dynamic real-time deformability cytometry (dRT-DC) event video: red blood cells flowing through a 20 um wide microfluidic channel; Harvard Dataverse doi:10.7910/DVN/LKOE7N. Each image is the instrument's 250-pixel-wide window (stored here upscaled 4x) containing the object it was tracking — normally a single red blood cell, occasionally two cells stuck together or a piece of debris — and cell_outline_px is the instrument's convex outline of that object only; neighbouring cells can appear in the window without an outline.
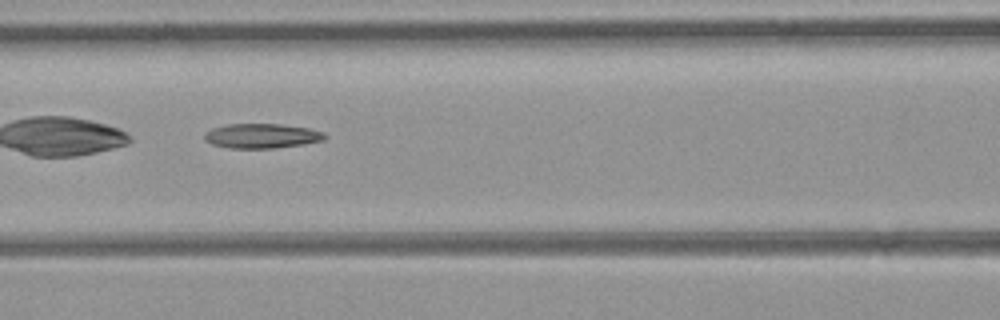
{"species": "common noctule bat (a hibernating species)", "species_latin": "Nyctalus noctula", "temperature_condition": "room temperature", "stored_images_in_passage": 36, "camera_frame_rate_fps": 3000, "um_per_image_px": 0.085, "animal": {"sex": "female", "body_mass_g": 21.9}, "frame": {"image": 1, "passage_image": 11, "time_ms": 3.333, "image_size_px": [1000, 320], "cell_outline_px": [[328, 136], [324, 140], [304, 144], [276, 148], [228, 148], [212, 144], [204, 140], [204, 132], [212, 128], [228, 124], [280, 124], [308, 128], [324, 132]], "centroid_in_image_um": [22.25, 11.55], "position_along_channel_um": 144.4, "area_um2": 17.4}, "authors_computed_cell_mechanics": {"area_um2": 17.7446, "velocity_mm_per_s": 4.4569, "shape_relaxation_time_tau1_ms": 10.9473, "shape_relaxation_time_tau2_ms": 5.09, "deformation_change_tau1": 0.2465, "deformation_change_tau2": 0.1554}}